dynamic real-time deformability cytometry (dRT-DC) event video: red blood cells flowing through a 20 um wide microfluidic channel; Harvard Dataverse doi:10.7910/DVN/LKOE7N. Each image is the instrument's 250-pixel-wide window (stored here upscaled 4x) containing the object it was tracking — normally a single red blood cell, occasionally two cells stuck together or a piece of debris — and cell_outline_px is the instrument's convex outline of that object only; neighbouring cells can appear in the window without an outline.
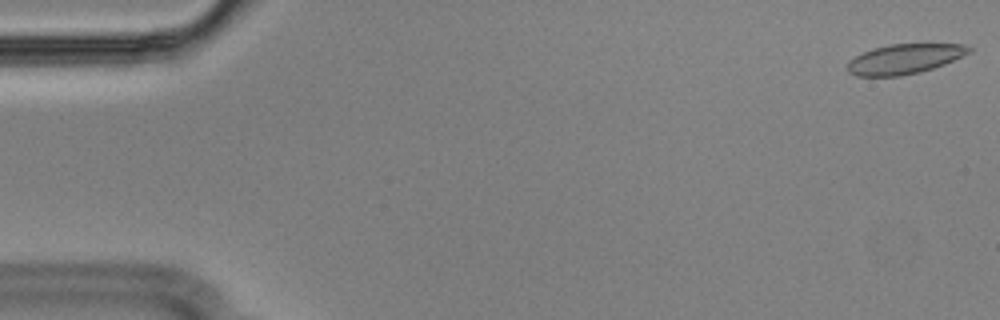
{"species": "Egyptian fruit bat (a non-hibernating species)", "species_latin": "Rousettus aegyptiacus", "temperature_condition": "cold", "stored_images_in_passage": 56, "camera_frame_rate_fps": 3000, "um_per_image_px": 0.085, "animal": {"sex": "male"}, "frame": {"image": 1, "passage_image": 1, "time_ms": 0.0, "image_size_px": [1000, 320], "cell_outline_px": [[972, 52], [944, 64], [920, 72], [900, 76], [856, 76], [848, 72], [848, 60], [864, 52], [876, 48], [892, 44], [964, 44], [972, 48]], "centroid_in_image_um": [76.9, 5.01], "position_along_channel_um": 8.1, "area_um2": 20.98}}
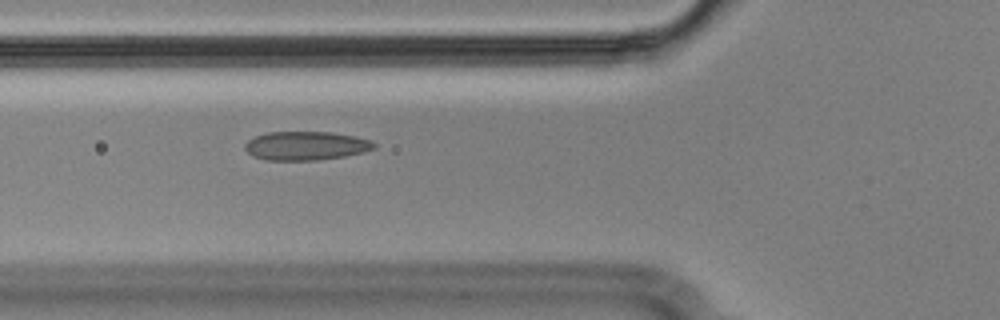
{"frame": {"image": 2, "passage_image": 20, "time_ms": 6.333, "image_size_px": [1000, 320], "cell_outline_px": [[376, 148], [344, 156], [316, 160], [264, 160], [252, 156], [244, 148], [244, 144], [248, 140], [256, 136], [268, 132], [332, 132], [356, 136], [372, 140], [376, 144]], "centroid_in_image_um": [25.99, 12.38], "position_along_channel_um": 99.8, "area_um2": 21.68}}
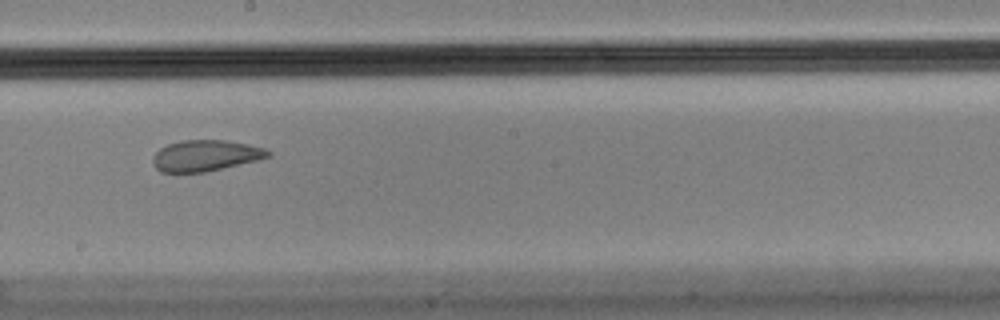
{"frame": {"image": 3, "passage_image": 31, "time_ms": 10.0, "image_size_px": [1000, 320], "cell_outline_px": [[272, 156], [260, 160], [204, 172], [160, 172], [156, 168], [152, 160], [152, 156], [160, 148], [168, 144], [180, 140], [224, 140], [248, 144], [264, 148], [272, 152]], "centroid_in_image_um": [17.49, 13.22], "position_along_channel_um": 230.7, "area_um2": 20.98}}